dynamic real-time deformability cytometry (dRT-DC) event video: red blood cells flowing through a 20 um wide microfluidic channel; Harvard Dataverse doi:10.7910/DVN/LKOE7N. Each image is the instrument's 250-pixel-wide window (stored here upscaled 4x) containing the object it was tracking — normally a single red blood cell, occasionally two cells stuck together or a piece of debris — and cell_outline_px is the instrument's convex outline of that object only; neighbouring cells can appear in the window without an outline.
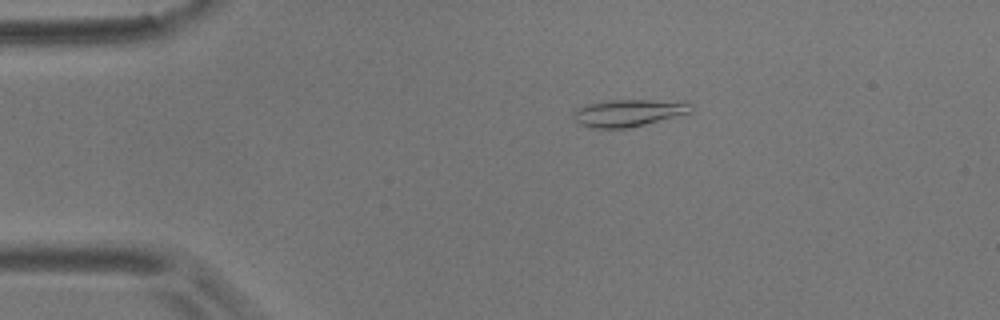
{"species": "common noctule bat (a hibernating species)", "species_latin": "Nyctalus noctula", "temperature_condition": "room temperature", "stored_images_in_passage": 4, "camera_frame_rate_fps": 3000, "um_per_image_px": 0.085, "animal": {"sex": "male", "body_mass_g": 17.9}, "frame": {"image": 1, "passage_image": 1, "time_ms": 0.0, "image_size_px": [1000, 320], "cell_outline_px": [[692, 108], [688, 112], [644, 124], [628, 128], [592, 128], [580, 124], [572, 116], [572, 112], [588, 104], [608, 100], [688, 100], [692, 104]], "centroid_in_image_um": [53.43, 9.57], "position_along_channel_um": 31.6, "area_um2": 18.44}}
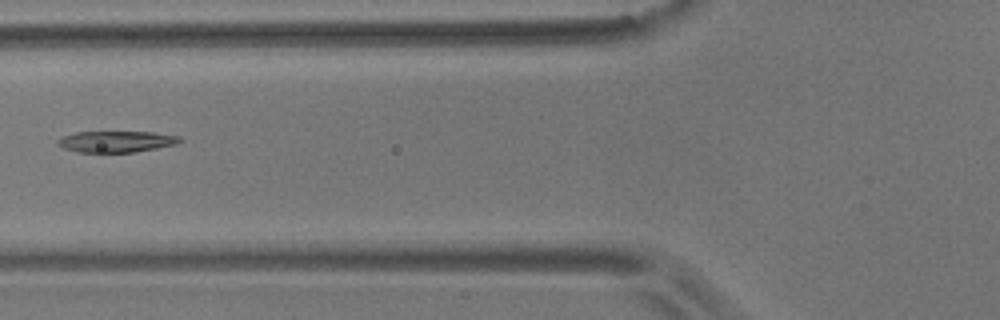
{"frame": {"image": 2, "passage_image": 4, "time_ms": 1.0, "image_size_px": [1000, 320], "cell_outline_px": [[184, 140], [176, 144], [156, 148], [132, 152], [76, 152], [64, 148], [56, 144], [56, 140], [64, 136], [76, 132], [152, 132], [180, 136]], "centroid_in_image_um": [9.88, 12.03], "position_along_channel_um": 115.9, "area_um2": 15.09}}